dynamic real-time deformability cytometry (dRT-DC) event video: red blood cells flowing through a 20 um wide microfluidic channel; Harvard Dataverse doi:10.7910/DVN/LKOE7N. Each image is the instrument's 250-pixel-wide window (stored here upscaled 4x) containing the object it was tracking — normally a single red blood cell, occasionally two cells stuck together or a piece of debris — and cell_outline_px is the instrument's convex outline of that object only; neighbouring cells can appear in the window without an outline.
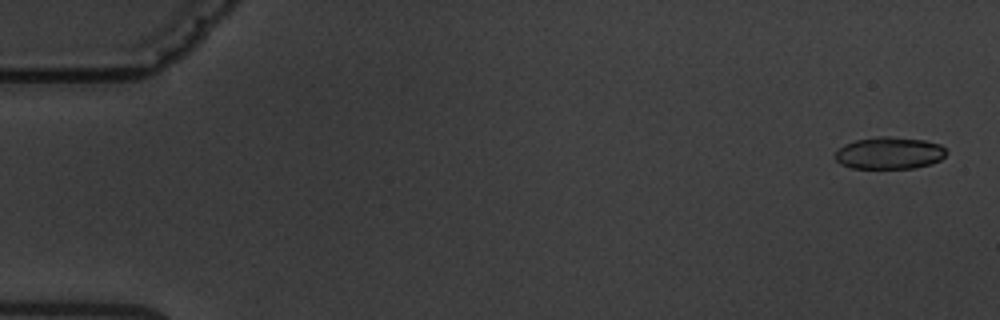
{"species": "common noctule bat (a hibernating species)", "species_latin": "Nyctalus noctula", "temperature_condition": "warm", "stored_images_in_passage": 4, "camera_frame_rate_fps": 3000, "um_per_image_px": 0.085, "animal": {"sex": "male", "body_mass_g": 19.5, "forearm_length_mm": 54.6}, "frame": {"image": 1, "passage_image": 1, "time_ms": 0.0, "image_size_px": [1000, 320], "cell_outline_px": [[948, 152], [940, 160], [932, 164], [916, 168], [852, 168], [840, 164], [836, 160], [836, 152], [844, 144], [856, 140], [876, 136], [892, 136], [924, 140], [940, 144]], "centroid_in_image_um": [75.62, 13.0], "position_along_channel_um": 9.4, "area_um2": 20.92}}
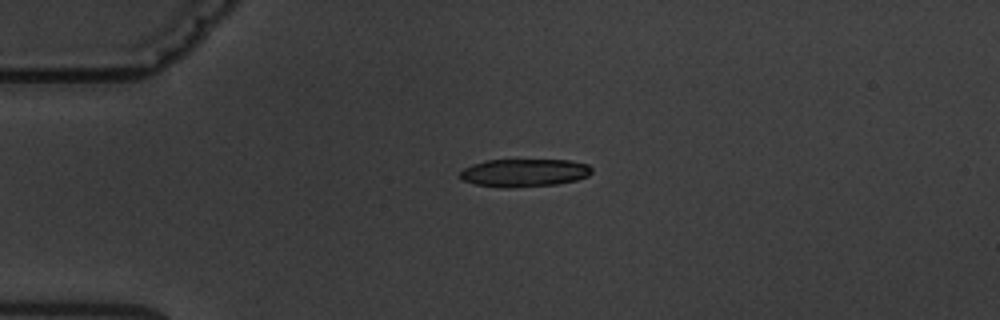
{"frame": {"image": 2, "passage_image": 4, "time_ms": 4.0, "image_size_px": [1000, 320], "cell_outline_px": [[592, 172], [588, 176], [576, 180], [556, 184], [508, 188], [500, 188], [476, 184], [464, 180], [460, 176], [460, 172], [464, 168], [472, 164], [484, 160], [568, 160], [588, 164], [592, 168]], "centroid_in_image_um": [44.56, 14.68], "position_along_channel_um": 40.4, "area_um2": 21.44}}